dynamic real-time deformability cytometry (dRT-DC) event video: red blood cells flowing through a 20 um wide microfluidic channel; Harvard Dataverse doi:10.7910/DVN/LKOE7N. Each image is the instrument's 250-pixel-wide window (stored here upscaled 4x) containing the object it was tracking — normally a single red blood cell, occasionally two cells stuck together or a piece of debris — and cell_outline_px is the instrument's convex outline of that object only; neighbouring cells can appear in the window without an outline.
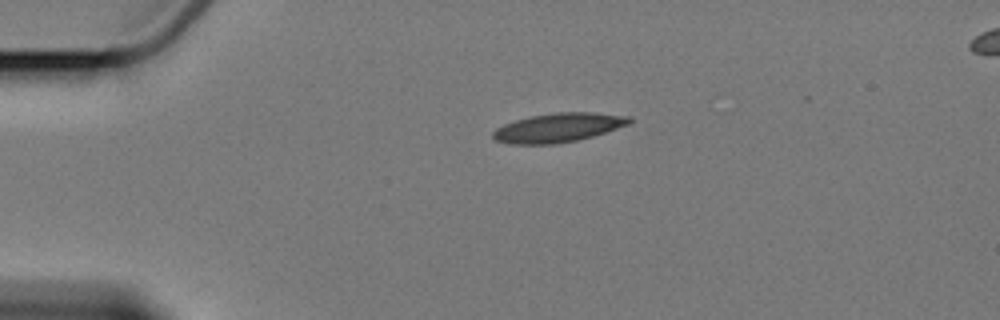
{"species": "Egyptian fruit bat (a non-hibernating species)", "species_latin": "Rousettus aegyptiacus", "temperature_condition": "cold", "stored_images_in_passage": 6, "camera_frame_rate_fps": 3000, "um_per_image_px": 0.085, "animal": {"sex": "female"}, "frame": {"image": 1, "passage_image": 1, "time_ms": 0.0, "image_size_px": [1000, 320], "cell_outline_px": [[632, 120], [628, 124], [592, 136], [576, 140], [556, 144], [512, 144], [496, 140], [492, 136], [492, 132], [496, 128], [504, 124], [516, 120], [532, 116], [556, 112], [596, 112], [628, 116]], "centroid_in_image_um": [47.43, 10.84], "position_along_channel_um": 37.6, "area_um2": 22.83}}
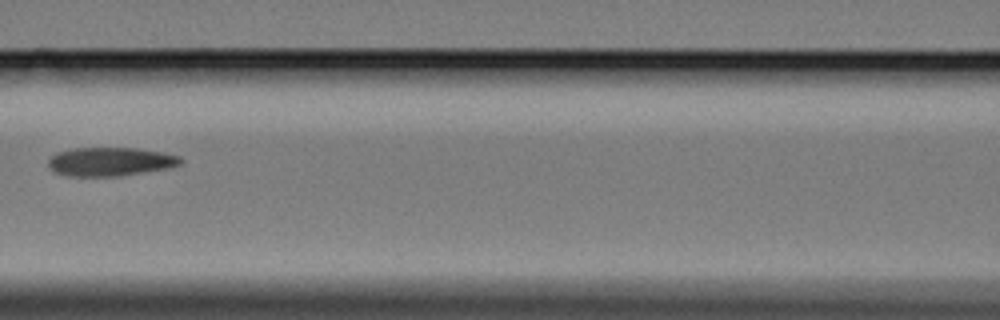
{"frame": {"image": 2, "passage_image": 5, "time_ms": 4.667, "image_size_px": [1000, 320], "cell_outline_px": [[184, 160], [180, 164], [168, 168], [120, 176], [68, 176], [52, 172], [48, 168], [48, 160], [56, 152], [76, 148], [136, 148], [160, 152], [180, 156]], "centroid_in_image_um": [9.34, 13.74], "position_along_channel_um": 157.3, "area_um2": 22.2}}
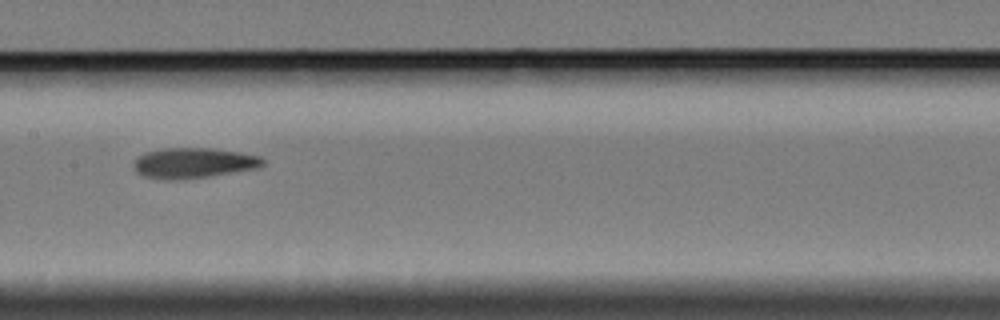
{"frame": {"image": 3, "passage_image": 6, "time_ms": 5.667, "image_size_px": [1000, 320], "cell_outline_px": [[264, 164], [260, 168], [208, 176], [176, 180], [168, 180], [144, 176], [136, 172], [132, 164], [144, 152], [160, 148], [212, 148], [240, 152], [260, 156], [264, 160]], "centroid_in_image_um": [16.45, 13.84], "position_along_channel_um": 190.9, "area_um2": 22.95}}